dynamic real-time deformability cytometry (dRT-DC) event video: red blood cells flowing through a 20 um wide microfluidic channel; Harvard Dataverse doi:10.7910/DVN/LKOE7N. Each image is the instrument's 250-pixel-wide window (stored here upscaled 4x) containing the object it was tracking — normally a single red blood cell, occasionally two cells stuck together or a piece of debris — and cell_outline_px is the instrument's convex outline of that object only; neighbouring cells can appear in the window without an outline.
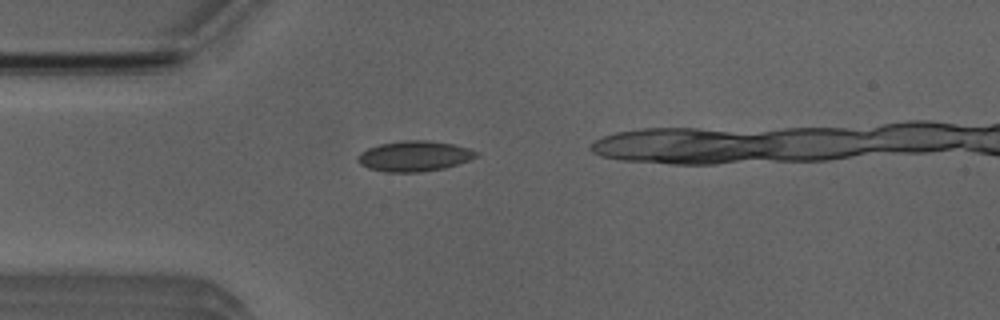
{"species": "Egyptian fruit bat (a non-hibernating species)", "species_latin": "Rousettus aegyptiacus", "temperature_condition": "room temperature", "stored_images_in_passage": 2, "camera_frame_rate_fps": 3000, "um_per_image_px": 0.085, "animal": {"sex": "male"}, "frame": {"image": 1, "passage_image": 2, "time_ms": 1.333, "image_size_px": [1000, 320], "cell_outline_px": [[476, 156], [468, 160], [444, 168], [420, 172], [384, 172], [368, 168], [360, 164], [356, 160], [356, 156], [360, 152], [368, 148], [380, 144], [408, 140], [424, 140], [452, 144], [468, 148], [476, 152]], "centroid_in_image_um": [35.14, 13.28], "position_along_channel_um": 49.9, "area_um2": 20.75}}